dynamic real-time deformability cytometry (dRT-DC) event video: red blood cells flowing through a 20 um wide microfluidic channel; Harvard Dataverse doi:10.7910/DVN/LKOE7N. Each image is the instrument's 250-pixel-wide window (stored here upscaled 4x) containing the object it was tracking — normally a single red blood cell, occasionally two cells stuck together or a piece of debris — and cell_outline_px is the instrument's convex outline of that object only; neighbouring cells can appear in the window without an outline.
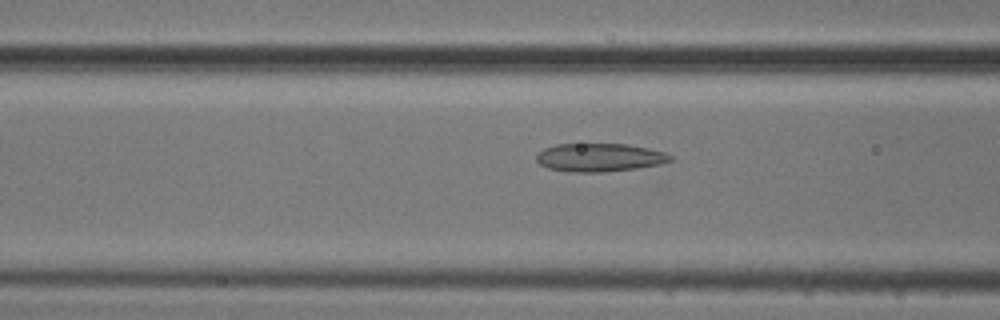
{"species": "common noctule bat (a hibernating species)", "species_latin": "Nyctalus noctula", "temperature_condition": "cold", "stored_images_in_passage": 53, "camera_frame_rate_fps": 3000, "um_per_image_px": 0.085, "animal": {"sex": "male", "body_mass_g": 20.5, "forearm_length_mm": 52.5}, "frame": {"image": 1, "passage_image": 20, "time_ms": 6.333, "image_size_px": [1000, 320], "cell_outline_px": [[672, 160], [660, 164], [636, 168], [604, 172], [572, 172], [548, 168], [540, 164], [536, 160], [536, 152], [544, 148], [556, 144], [628, 144], [648, 148], [664, 152], [672, 156]], "centroid_in_image_um": [50.93, 13.38], "position_along_channel_um": 115.7, "area_um2": 22.08}}
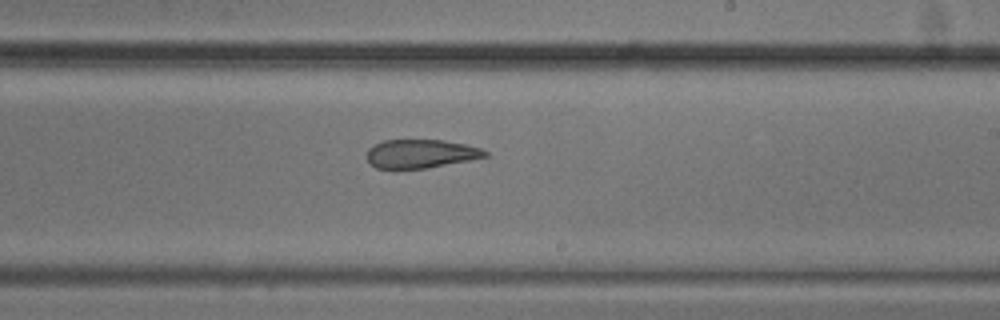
{"frame": {"image": 2, "passage_image": 31, "time_ms": 10.0, "image_size_px": [1000, 320], "cell_outline_px": [[488, 156], [428, 168], [376, 168], [368, 164], [368, 148], [384, 140], [444, 140], [464, 144], [480, 148], [488, 152]], "centroid_in_image_um": [35.75, 13.06], "position_along_channel_um": 253.2, "area_um2": 19.54}}
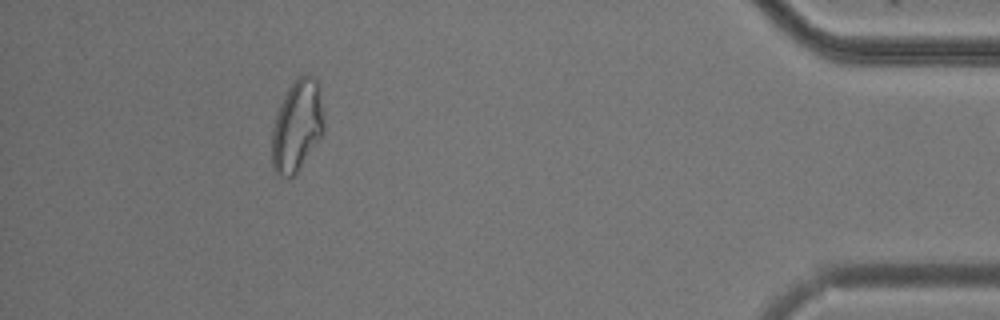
{"frame": {"image": 3, "passage_image": 48, "time_ms": 15.667, "image_size_px": [1000, 320], "cell_outline_px": [[324, 136], [300, 168], [288, 180], [276, 176], [272, 168], [272, 128], [280, 104], [288, 88], [296, 76], [304, 72], [316, 76], [320, 92], [324, 128]], "centroid_in_image_um": [25.26, 10.71], "position_along_channel_um": 409.9, "area_um2": 28.55}, "authors_computed_cell_mechanics": {"area_um2": 24.2182, "velocity_mm_per_s": 3.7537, "shape_relaxation_time_tau1_ms": null, "shape_relaxation_time_tau2_ms": 3.9125, "deformation_change_tau1": null, "deformation_change_tau2": 0.1152}}